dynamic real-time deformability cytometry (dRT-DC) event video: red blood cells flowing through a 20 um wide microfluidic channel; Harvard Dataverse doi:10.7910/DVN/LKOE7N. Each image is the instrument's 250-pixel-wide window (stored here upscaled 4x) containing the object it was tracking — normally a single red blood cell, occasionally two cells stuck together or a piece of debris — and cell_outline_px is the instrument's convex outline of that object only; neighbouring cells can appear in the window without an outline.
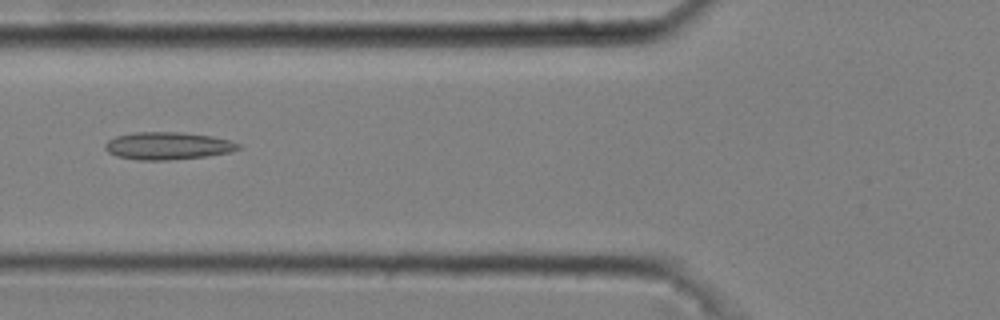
{"species": "common noctule bat (a hibernating species)", "species_latin": "Nyctalus noctula", "temperature_condition": "cold", "stored_images_in_passage": 39, "camera_frame_rate_fps": 3000, "um_per_image_px": 0.085, "animal": {"sex": "male", "body_mass_g": 20.4}, "frame": {"image": 1, "passage_image": 10, "time_ms": 3.0, "image_size_px": [1000, 320], "cell_outline_px": [[240, 148], [232, 152], [204, 156], [168, 160], [140, 160], [116, 156], [108, 152], [104, 148], [104, 144], [108, 140], [116, 136], [132, 132], [180, 132], [212, 136], [228, 140], [240, 144]], "centroid_in_image_um": [14.23, 12.39], "position_along_channel_um": 111.6, "area_um2": 21.33}}
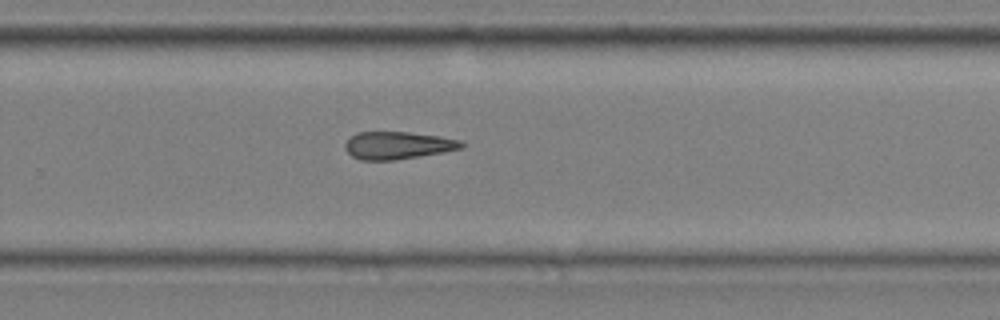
{"frame": {"image": 2, "passage_image": 25, "time_ms": 8.0, "image_size_px": [1000, 320], "cell_outline_px": [[464, 148], [444, 152], [396, 160], [360, 160], [352, 156], [344, 148], [344, 144], [356, 132], [408, 132], [440, 136], [460, 140], [464, 144]], "centroid_in_image_um": [33.82, 12.36], "position_along_channel_um": 296.0, "area_um2": 18.73}}
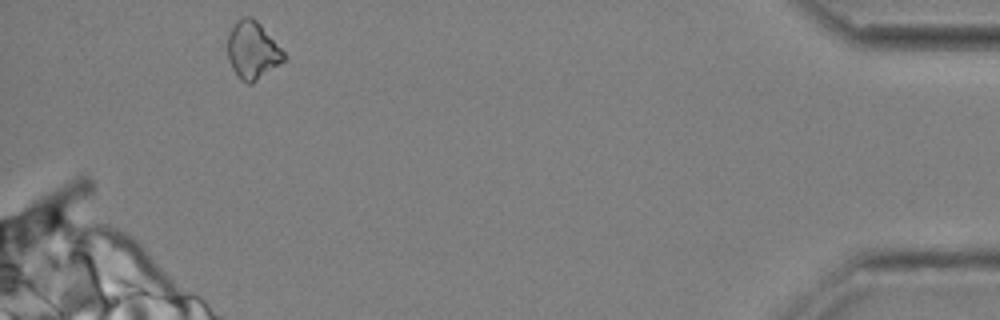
{"frame": {"image": 3, "passage_image": 39, "time_ms": 12.667, "image_size_px": [1000, 320], "cell_outline_px": [[288, 60], [252, 84], [248, 84], [240, 80], [236, 76], [228, 60], [228, 32], [236, 20], [244, 16], [252, 16], [260, 24], [288, 56]], "centroid_in_image_um": [21.49, 4.3], "position_along_channel_um": 413.7, "area_um2": 19.36}, "authors_computed_cell_mechanics": {"area_um2": 19.363, "velocity_mm_per_s": 3.7018, "shape_relaxation_time_tau1_ms": null, "shape_relaxation_time_tau2_ms": 5.1322, "deformation_change_tau1": null, "deformation_change_tau2": 0.1362}}